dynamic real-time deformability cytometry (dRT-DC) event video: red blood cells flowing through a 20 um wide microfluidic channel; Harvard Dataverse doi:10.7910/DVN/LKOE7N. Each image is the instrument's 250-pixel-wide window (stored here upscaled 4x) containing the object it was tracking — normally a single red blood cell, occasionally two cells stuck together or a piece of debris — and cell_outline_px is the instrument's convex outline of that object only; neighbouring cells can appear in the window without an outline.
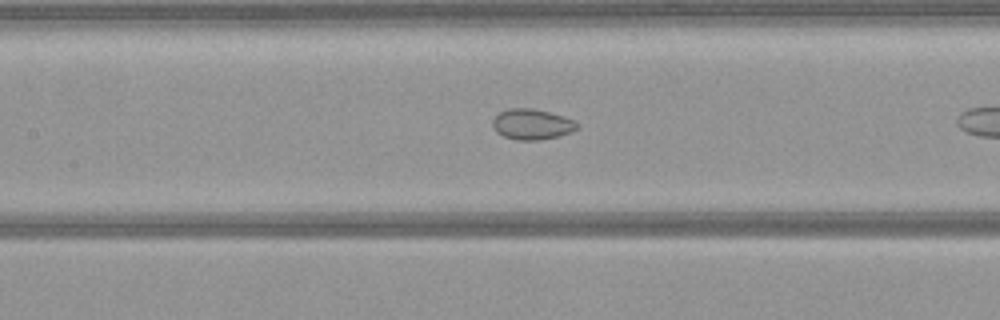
{"species": "common noctule bat (a hibernating species)", "species_latin": "Nyctalus noctula", "temperature_condition": "warm", "stored_images_in_passage": 9, "camera_frame_rate_fps": 3000, "um_per_image_px": 0.085, "animal": {"sex": "female", "body_mass_g": 21.9}, "frame": {"image": 1, "passage_image": 8, "time_ms": 2.333, "image_size_px": [1000, 320], "cell_outline_px": [[580, 128], [572, 132], [540, 140], [516, 140], [504, 136], [496, 132], [492, 124], [492, 120], [500, 112], [508, 108], [532, 108], [564, 116], [580, 124]], "centroid_in_image_um": [45.23, 10.56], "position_along_channel_um": 162.2, "area_um2": 15.09}}